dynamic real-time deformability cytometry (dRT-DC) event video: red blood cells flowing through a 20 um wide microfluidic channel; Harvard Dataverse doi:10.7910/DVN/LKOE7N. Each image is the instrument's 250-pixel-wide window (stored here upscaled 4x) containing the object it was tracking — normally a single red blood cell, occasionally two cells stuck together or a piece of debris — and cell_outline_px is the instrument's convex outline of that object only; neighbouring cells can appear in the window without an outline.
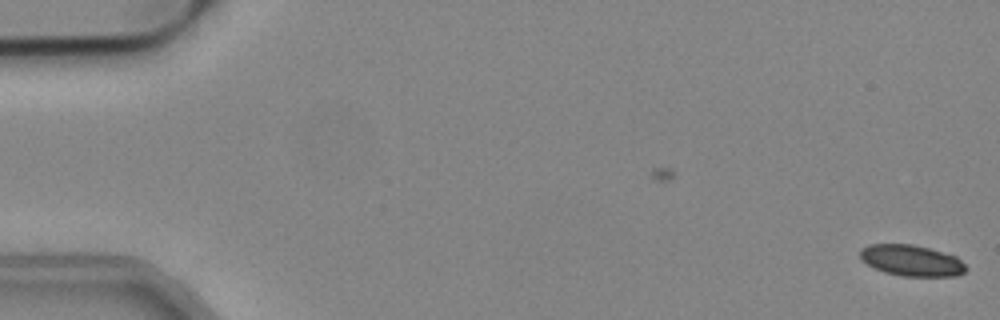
{"species": "common noctule bat (a hibernating species)", "species_latin": "Nyctalus noctula", "temperature_condition": "cold", "stored_images_in_passage": 5, "camera_frame_rate_fps": 3000, "um_per_image_px": 0.085, "animal": {"sex": "male", "body_mass_g": 19.2, "forearm_length_mm": 51.8}, "frame": {"image": 1, "passage_image": 5, "time_ms": 1.333, "image_size_px": [1000, 320], "cell_outline_px": [[968, 268], [964, 272], [956, 276], [900, 276], [884, 272], [860, 260], [860, 248], [868, 244], [912, 244], [928, 248], [956, 256]], "centroid_in_image_um": [77.46, 22.14], "position_along_channel_um": 7.5, "area_um2": 19.19}}